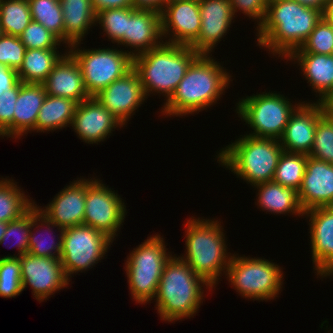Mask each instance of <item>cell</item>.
Returning <instances> with one entry per match:
<instances>
[{
  "mask_svg": "<svg viewBox=\"0 0 333 333\" xmlns=\"http://www.w3.org/2000/svg\"><path fill=\"white\" fill-rule=\"evenodd\" d=\"M324 12L295 0H268L264 21L256 29L257 45L287 57L307 40Z\"/></svg>",
  "mask_w": 333,
  "mask_h": 333,
  "instance_id": "1",
  "label": "cell"
},
{
  "mask_svg": "<svg viewBox=\"0 0 333 333\" xmlns=\"http://www.w3.org/2000/svg\"><path fill=\"white\" fill-rule=\"evenodd\" d=\"M209 55H199L189 66L174 94L161 108L162 115L181 117L210 108L229 88L231 75Z\"/></svg>",
  "mask_w": 333,
  "mask_h": 333,
  "instance_id": "2",
  "label": "cell"
},
{
  "mask_svg": "<svg viewBox=\"0 0 333 333\" xmlns=\"http://www.w3.org/2000/svg\"><path fill=\"white\" fill-rule=\"evenodd\" d=\"M204 285L212 290L185 261L172 255L165 263L154 299L160 319L173 323L196 315L204 300Z\"/></svg>",
  "mask_w": 333,
  "mask_h": 333,
  "instance_id": "3",
  "label": "cell"
},
{
  "mask_svg": "<svg viewBox=\"0 0 333 333\" xmlns=\"http://www.w3.org/2000/svg\"><path fill=\"white\" fill-rule=\"evenodd\" d=\"M186 254L178 256L210 286L215 288L233 254H228L221 221L191 217L186 225ZM220 276V277H219Z\"/></svg>",
  "mask_w": 333,
  "mask_h": 333,
  "instance_id": "4",
  "label": "cell"
},
{
  "mask_svg": "<svg viewBox=\"0 0 333 333\" xmlns=\"http://www.w3.org/2000/svg\"><path fill=\"white\" fill-rule=\"evenodd\" d=\"M198 56L191 46L164 42L157 48L133 57V69L139 75L147 98L151 94L160 93L168 101Z\"/></svg>",
  "mask_w": 333,
  "mask_h": 333,
  "instance_id": "5",
  "label": "cell"
},
{
  "mask_svg": "<svg viewBox=\"0 0 333 333\" xmlns=\"http://www.w3.org/2000/svg\"><path fill=\"white\" fill-rule=\"evenodd\" d=\"M219 151L216 157L222 167L255 186L273 181L283 148L277 139L246 134Z\"/></svg>",
  "mask_w": 333,
  "mask_h": 333,
  "instance_id": "6",
  "label": "cell"
},
{
  "mask_svg": "<svg viewBox=\"0 0 333 333\" xmlns=\"http://www.w3.org/2000/svg\"><path fill=\"white\" fill-rule=\"evenodd\" d=\"M160 234L148 237L127 257L125 271L131 296L139 304H147L155 298L165 263L172 254L166 248ZM170 253V254H169Z\"/></svg>",
  "mask_w": 333,
  "mask_h": 333,
  "instance_id": "7",
  "label": "cell"
},
{
  "mask_svg": "<svg viewBox=\"0 0 333 333\" xmlns=\"http://www.w3.org/2000/svg\"><path fill=\"white\" fill-rule=\"evenodd\" d=\"M283 270L265 258L233 254L225 277L244 298L268 301L278 297L283 285Z\"/></svg>",
  "mask_w": 333,
  "mask_h": 333,
  "instance_id": "8",
  "label": "cell"
},
{
  "mask_svg": "<svg viewBox=\"0 0 333 333\" xmlns=\"http://www.w3.org/2000/svg\"><path fill=\"white\" fill-rule=\"evenodd\" d=\"M301 103L293 106L290 99L283 94L265 91L240 99L236 114L254 130L248 135L279 140L290 115Z\"/></svg>",
  "mask_w": 333,
  "mask_h": 333,
  "instance_id": "9",
  "label": "cell"
},
{
  "mask_svg": "<svg viewBox=\"0 0 333 333\" xmlns=\"http://www.w3.org/2000/svg\"><path fill=\"white\" fill-rule=\"evenodd\" d=\"M79 44L80 42L72 44L67 51L79 64L84 86L90 97H94L133 69V57L129 50L113 47L82 50Z\"/></svg>",
  "mask_w": 333,
  "mask_h": 333,
  "instance_id": "10",
  "label": "cell"
},
{
  "mask_svg": "<svg viewBox=\"0 0 333 333\" xmlns=\"http://www.w3.org/2000/svg\"><path fill=\"white\" fill-rule=\"evenodd\" d=\"M111 243L112 239L90 226L65 228L60 260L66 277L71 280V275L93 268L106 255Z\"/></svg>",
  "mask_w": 333,
  "mask_h": 333,
  "instance_id": "11",
  "label": "cell"
},
{
  "mask_svg": "<svg viewBox=\"0 0 333 333\" xmlns=\"http://www.w3.org/2000/svg\"><path fill=\"white\" fill-rule=\"evenodd\" d=\"M123 199L98 178L86 179L83 225L93 227L113 241L127 214Z\"/></svg>",
  "mask_w": 333,
  "mask_h": 333,
  "instance_id": "12",
  "label": "cell"
},
{
  "mask_svg": "<svg viewBox=\"0 0 333 333\" xmlns=\"http://www.w3.org/2000/svg\"><path fill=\"white\" fill-rule=\"evenodd\" d=\"M19 258L22 290L30 285L34 293L32 295L40 303L57 291L67 288L70 280L65 275L60 258L36 257L29 253Z\"/></svg>",
  "mask_w": 333,
  "mask_h": 333,
  "instance_id": "13",
  "label": "cell"
},
{
  "mask_svg": "<svg viewBox=\"0 0 333 333\" xmlns=\"http://www.w3.org/2000/svg\"><path fill=\"white\" fill-rule=\"evenodd\" d=\"M160 15L163 39L169 38L165 43L191 46L198 39L201 26L199 0L165 4Z\"/></svg>",
  "mask_w": 333,
  "mask_h": 333,
  "instance_id": "14",
  "label": "cell"
},
{
  "mask_svg": "<svg viewBox=\"0 0 333 333\" xmlns=\"http://www.w3.org/2000/svg\"><path fill=\"white\" fill-rule=\"evenodd\" d=\"M94 97L124 125L142 102L147 100L139 75L134 69L113 81Z\"/></svg>",
  "mask_w": 333,
  "mask_h": 333,
  "instance_id": "15",
  "label": "cell"
},
{
  "mask_svg": "<svg viewBox=\"0 0 333 333\" xmlns=\"http://www.w3.org/2000/svg\"><path fill=\"white\" fill-rule=\"evenodd\" d=\"M324 114V102H302L290 115L279 139L283 151L309 155L317 122Z\"/></svg>",
  "mask_w": 333,
  "mask_h": 333,
  "instance_id": "16",
  "label": "cell"
},
{
  "mask_svg": "<svg viewBox=\"0 0 333 333\" xmlns=\"http://www.w3.org/2000/svg\"><path fill=\"white\" fill-rule=\"evenodd\" d=\"M309 217L313 269L322 279L333 275V207L304 211Z\"/></svg>",
  "mask_w": 333,
  "mask_h": 333,
  "instance_id": "17",
  "label": "cell"
},
{
  "mask_svg": "<svg viewBox=\"0 0 333 333\" xmlns=\"http://www.w3.org/2000/svg\"><path fill=\"white\" fill-rule=\"evenodd\" d=\"M201 26L198 39L191 47L199 55H211L212 50L227 35L234 20L230 0H199Z\"/></svg>",
  "mask_w": 333,
  "mask_h": 333,
  "instance_id": "18",
  "label": "cell"
},
{
  "mask_svg": "<svg viewBox=\"0 0 333 333\" xmlns=\"http://www.w3.org/2000/svg\"><path fill=\"white\" fill-rule=\"evenodd\" d=\"M80 140L88 144H98L117 127H123L111 112L103 107L95 97H90L77 104L71 123Z\"/></svg>",
  "mask_w": 333,
  "mask_h": 333,
  "instance_id": "19",
  "label": "cell"
},
{
  "mask_svg": "<svg viewBox=\"0 0 333 333\" xmlns=\"http://www.w3.org/2000/svg\"><path fill=\"white\" fill-rule=\"evenodd\" d=\"M162 39L159 12L126 7L125 48L130 47L132 57L157 48L164 43Z\"/></svg>",
  "mask_w": 333,
  "mask_h": 333,
  "instance_id": "20",
  "label": "cell"
},
{
  "mask_svg": "<svg viewBox=\"0 0 333 333\" xmlns=\"http://www.w3.org/2000/svg\"><path fill=\"white\" fill-rule=\"evenodd\" d=\"M298 197L304 211L333 207V164L308 156Z\"/></svg>",
  "mask_w": 333,
  "mask_h": 333,
  "instance_id": "21",
  "label": "cell"
},
{
  "mask_svg": "<svg viewBox=\"0 0 333 333\" xmlns=\"http://www.w3.org/2000/svg\"><path fill=\"white\" fill-rule=\"evenodd\" d=\"M86 200V179L74 180L62 189L47 206L39 211L62 228L83 225ZM45 208V209H44Z\"/></svg>",
  "mask_w": 333,
  "mask_h": 333,
  "instance_id": "22",
  "label": "cell"
},
{
  "mask_svg": "<svg viewBox=\"0 0 333 333\" xmlns=\"http://www.w3.org/2000/svg\"><path fill=\"white\" fill-rule=\"evenodd\" d=\"M42 84L50 96L70 98L77 103L90 98L84 86L79 64L68 51L54 65Z\"/></svg>",
  "mask_w": 333,
  "mask_h": 333,
  "instance_id": "23",
  "label": "cell"
},
{
  "mask_svg": "<svg viewBox=\"0 0 333 333\" xmlns=\"http://www.w3.org/2000/svg\"><path fill=\"white\" fill-rule=\"evenodd\" d=\"M287 61L298 63L305 79L320 98L328 102L333 97V54L291 53ZM297 61V62H296Z\"/></svg>",
  "mask_w": 333,
  "mask_h": 333,
  "instance_id": "24",
  "label": "cell"
},
{
  "mask_svg": "<svg viewBox=\"0 0 333 333\" xmlns=\"http://www.w3.org/2000/svg\"><path fill=\"white\" fill-rule=\"evenodd\" d=\"M47 96L42 83H23L15 103L13 117V138H21L29 131H35L41 106ZM21 136V137H20Z\"/></svg>",
  "mask_w": 333,
  "mask_h": 333,
  "instance_id": "25",
  "label": "cell"
},
{
  "mask_svg": "<svg viewBox=\"0 0 333 333\" xmlns=\"http://www.w3.org/2000/svg\"><path fill=\"white\" fill-rule=\"evenodd\" d=\"M64 17V43L70 47L82 43L85 34L96 25L92 0H60Z\"/></svg>",
  "mask_w": 333,
  "mask_h": 333,
  "instance_id": "26",
  "label": "cell"
},
{
  "mask_svg": "<svg viewBox=\"0 0 333 333\" xmlns=\"http://www.w3.org/2000/svg\"><path fill=\"white\" fill-rule=\"evenodd\" d=\"M257 188V206L263 211L275 214H292L304 216L298 191L293 188L284 187L274 181L260 183L254 186ZM259 204V205H258Z\"/></svg>",
  "mask_w": 333,
  "mask_h": 333,
  "instance_id": "27",
  "label": "cell"
},
{
  "mask_svg": "<svg viewBox=\"0 0 333 333\" xmlns=\"http://www.w3.org/2000/svg\"><path fill=\"white\" fill-rule=\"evenodd\" d=\"M77 104L70 98L47 95L38 113L35 132L48 133L70 127Z\"/></svg>",
  "mask_w": 333,
  "mask_h": 333,
  "instance_id": "28",
  "label": "cell"
},
{
  "mask_svg": "<svg viewBox=\"0 0 333 333\" xmlns=\"http://www.w3.org/2000/svg\"><path fill=\"white\" fill-rule=\"evenodd\" d=\"M57 49H26L22 65L17 70L23 83H43L54 65L64 55Z\"/></svg>",
  "mask_w": 333,
  "mask_h": 333,
  "instance_id": "29",
  "label": "cell"
},
{
  "mask_svg": "<svg viewBox=\"0 0 333 333\" xmlns=\"http://www.w3.org/2000/svg\"><path fill=\"white\" fill-rule=\"evenodd\" d=\"M43 226L47 228V230L45 229L46 233H47V231L49 233L52 232L53 231L52 228L57 227L58 231L60 232V234H58V237H57V240H58L57 242L55 241L56 240L55 235H53L54 239H53V237H51V239H53V240H51V239L48 240V241L51 240L49 242V244H47L48 243L47 239H46L47 237H43L42 233H39L41 237L39 235H37L38 231L35 232L34 230H36L38 228H40V229L44 228ZM39 232H41V231H39ZM63 232H64V228H62L60 226H56L55 223H53L47 217H45L39 211V209L35 203V205L33 206V218L31 220V232H30V236H29L28 253L33 256H36V257L60 258V254L62 251ZM51 234H53V233H51ZM43 238H45V239H43Z\"/></svg>",
  "mask_w": 333,
  "mask_h": 333,
  "instance_id": "30",
  "label": "cell"
},
{
  "mask_svg": "<svg viewBox=\"0 0 333 333\" xmlns=\"http://www.w3.org/2000/svg\"><path fill=\"white\" fill-rule=\"evenodd\" d=\"M0 179V222L19 219L35 205V202L25 197V192L18 187L13 178Z\"/></svg>",
  "mask_w": 333,
  "mask_h": 333,
  "instance_id": "31",
  "label": "cell"
},
{
  "mask_svg": "<svg viewBox=\"0 0 333 333\" xmlns=\"http://www.w3.org/2000/svg\"><path fill=\"white\" fill-rule=\"evenodd\" d=\"M32 21L28 0H0L2 34L20 36Z\"/></svg>",
  "mask_w": 333,
  "mask_h": 333,
  "instance_id": "32",
  "label": "cell"
},
{
  "mask_svg": "<svg viewBox=\"0 0 333 333\" xmlns=\"http://www.w3.org/2000/svg\"><path fill=\"white\" fill-rule=\"evenodd\" d=\"M308 155L283 151L279 157L273 181L298 191L306 170Z\"/></svg>",
  "mask_w": 333,
  "mask_h": 333,
  "instance_id": "33",
  "label": "cell"
},
{
  "mask_svg": "<svg viewBox=\"0 0 333 333\" xmlns=\"http://www.w3.org/2000/svg\"><path fill=\"white\" fill-rule=\"evenodd\" d=\"M31 18L64 44V17L60 0H28Z\"/></svg>",
  "mask_w": 333,
  "mask_h": 333,
  "instance_id": "34",
  "label": "cell"
},
{
  "mask_svg": "<svg viewBox=\"0 0 333 333\" xmlns=\"http://www.w3.org/2000/svg\"><path fill=\"white\" fill-rule=\"evenodd\" d=\"M292 53L333 54V26L325 15L303 45Z\"/></svg>",
  "mask_w": 333,
  "mask_h": 333,
  "instance_id": "35",
  "label": "cell"
},
{
  "mask_svg": "<svg viewBox=\"0 0 333 333\" xmlns=\"http://www.w3.org/2000/svg\"><path fill=\"white\" fill-rule=\"evenodd\" d=\"M99 23L105 36L112 43L125 46L126 7L109 8L96 12V25Z\"/></svg>",
  "mask_w": 333,
  "mask_h": 333,
  "instance_id": "36",
  "label": "cell"
},
{
  "mask_svg": "<svg viewBox=\"0 0 333 333\" xmlns=\"http://www.w3.org/2000/svg\"><path fill=\"white\" fill-rule=\"evenodd\" d=\"M20 258H0V297L14 298L22 292Z\"/></svg>",
  "mask_w": 333,
  "mask_h": 333,
  "instance_id": "37",
  "label": "cell"
},
{
  "mask_svg": "<svg viewBox=\"0 0 333 333\" xmlns=\"http://www.w3.org/2000/svg\"><path fill=\"white\" fill-rule=\"evenodd\" d=\"M308 156L333 164V121L326 114L317 122L313 147Z\"/></svg>",
  "mask_w": 333,
  "mask_h": 333,
  "instance_id": "38",
  "label": "cell"
},
{
  "mask_svg": "<svg viewBox=\"0 0 333 333\" xmlns=\"http://www.w3.org/2000/svg\"><path fill=\"white\" fill-rule=\"evenodd\" d=\"M32 218H33V207L19 219L8 222L6 232L4 233V235L0 241V245L5 244L6 240H9L8 239L9 237L11 239L14 238V240L16 239V245H14V246H17L18 254L13 255V256L7 255L6 258H17V257L19 258L23 254L28 253V244H29V236H30V232H31ZM12 236H13V238H12Z\"/></svg>",
  "mask_w": 333,
  "mask_h": 333,
  "instance_id": "39",
  "label": "cell"
},
{
  "mask_svg": "<svg viewBox=\"0 0 333 333\" xmlns=\"http://www.w3.org/2000/svg\"><path fill=\"white\" fill-rule=\"evenodd\" d=\"M19 37L26 49H57L61 44L53 33L33 20Z\"/></svg>",
  "mask_w": 333,
  "mask_h": 333,
  "instance_id": "40",
  "label": "cell"
},
{
  "mask_svg": "<svg viewBox=\"0 0 333 333\" xmlns=\"http://www.w3.org/2000/svg\"><path fill=\"white\" fill-rule=\"evenodd\" d=\"M25 52L26 47L21 42L20 37L0 35V64L18 70L22 65Z\"/></svg>",
  "mask_w": 333,
  "mask_h": 333,
  "instance_id": "41",
  "label": "cell"
},
{
  "mask_svg": "<svg viewBox=\"0 0 333 333\" xmlns=\"http://www.w3.org/2000/svg\"><path fill=\"white\" fill-rule=\"evenodd\" d=\"M19 90L20 82L0 96V137L13 138V117Z\"/></svg>",
  "mask_w": 333,
  "mask_h": 333,
  "instance_id": "42",
  "label": "cell"
},
{
  "mask_svg": "<svg viewBox=\"0 0 333 333\" xmlns=\"http://www.w3.org/2000/svg\"><path fill=\"white\" fill-rule=\"evenodd\" d=\"M233 14L242 11L247 17L257 21V28L264 21L268 0H230Z\"/></svg>",
  "mask_w": 333,
  "mask_h": 333,
  "instance_id": "43",
  "label": "cell"
},
{
  "mask_svg": "<svg viewBox=\"0 0 333 333\" xmlns=\"http://www.w3.org/2000/svg\"><path fill=\"white\" fill-rule=\"evenodd\" d=\"M20 82L17 70L0 64V96Z\"/></svg>",
  "mask_w": 333,
  "mask_h": 333,
  "instance_id": "44",
  "label": "cell"
},
{
  "mask_svg": "<svg viewBox=\"0 0 333 333\" xmlns=\"http://www.w3.org/2000/svg\"><path fill=\"white\" fill-rule=\"evenodd\" d=\"M96 12L109 8L134 7L133 0H92Z\"/></svg>",
  "mask_w": 333,
  "mask_h": 333,
  "instance_id": "45",
  "label": "cell"
},
{
  "mask_svg": "<svg viewBox=\"0 0 333 333\" xmlns=\"http://www.w3.org/2000/svg\"><path fill=\"white\" fill-rule=\"evenodd\" d=\"M133 3L136 9L154 10L159 13L165 6V0H133Z\"/></svg>",
  "mask_w": 333,
  "mask_h": 333,
  "instance_id": "46",
  "label": "cell"
},
{
  "mask_svg": "<svg viewBox=\"0 0 333 333\" xmlns=\"http://www.w3.org/2000/svg\"><path fill=\"white\" fill-rule=\"evenodd\" d=\"M295 1H298L301 5L321 10L324 13L328 5L332 2V0H295Z\"/></svg>",
  "mask_w": 333,
  "mask_h": 333,
  "instance_id": "47",
  "label": "cell"
},
{
  "mask_svg": "<svg viewBox=\"0 0 333 333\" xmlns=\"http://www.w3.org/2000/svg\"><path fill=\"white\" fill-rule=\"evenodd\" d=\"M324 112L333 121V105L329 101L324 102Z\"/></svg>",
  "mask_w": 333,
  "mask_h": 333,
  "instance_id": "48",
  "label": "cell"
},
{
  "mask_svg": "<svg viewBox=\"0 0 333 333\" xmlns=\"http://www.w3.org/2000/svg\"><path fill=\"white\" fill-rule=\"evenodd\" d=\"M324 15L327 17V19L332 23L333 26V0L332 2L328 5Z\"/></svg>",
  "mask_w": 333,
  "mask_h": 333,
  "instance_id": "49",
  "label": "cell"
},
{
  "mask_svg": "<svg viewBox=\"0 0 333 333\" xmlns=\"http://www.w3.org/2000/svg\"><path fill=\"white\" fill-rule=\"evenodd\" d=\"M8 222H0V241L6 232Z\"/></svg>",
  "mask_w": 333,
  "mask_h": 333,
  "instance_id": "50",
  "label": "cell"
},
{
  "mask_svg": "<svg viewBox=\"0 0 333 333\" xmlns=\"http://www.w3.org/2000/svg\"><path fill=\"white\" fill-rule=\"evenodd\" d=\"M174 1H180V0H165V4H168V3H171V2H174Z\"/></svg>",
  "mask_w": 333,
  "mask_h": 333,
  "instance_id": "51",
  "label": "cell"
},
{
  "mask_svg": "<svg viewBox=\"0 0 333 333\" xmlns=\"http://www.w3.org/2000/svg\"><path fill=\"white\" fill-rule=\"evenodd\" d=\"M329 102L333 105V97L331 98V100Z\"/></svg>",
  "mask_w": 333,
  "mask_h": 333,
  "instance_id": "52",
  "label": "cell"
}]
</instances>
